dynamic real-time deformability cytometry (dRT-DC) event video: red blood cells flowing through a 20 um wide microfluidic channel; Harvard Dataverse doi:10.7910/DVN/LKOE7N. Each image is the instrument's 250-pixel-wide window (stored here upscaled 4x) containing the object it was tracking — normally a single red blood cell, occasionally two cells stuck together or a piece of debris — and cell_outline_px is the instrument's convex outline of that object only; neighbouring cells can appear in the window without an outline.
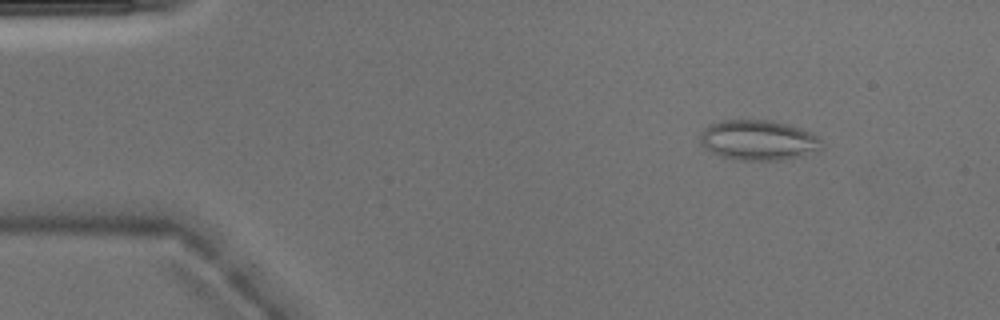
{"species": "Egyptian fruit bat (a non-hibernating species)", "species_latin": "Rousettus aegyptiacus", "temperature_condition": "warm", "stored_images_in_passage": 3, "camera_frame_rate_fps": 3000, "um_per_image_px": 0.085, "animal": {"sex": "male"}, "frame": {"image": 1, "passage_image": 1, "time_ms": 0.0, "image_size_px": [1000, 320], "cell_outline_px": [[824, 148], [796, 156], [776, 160], [736, 160], [720, 156], [704, 148], [700, 144], [700, 132], [708, 124], [720, 120], [768, 120], [788, 124], [800, 128], [816, 136], [820, 140]], "centroid_in_image_um": [64.37, 11.9], "position_along_channel_um": 20.6, "area_um2": 28.32}}